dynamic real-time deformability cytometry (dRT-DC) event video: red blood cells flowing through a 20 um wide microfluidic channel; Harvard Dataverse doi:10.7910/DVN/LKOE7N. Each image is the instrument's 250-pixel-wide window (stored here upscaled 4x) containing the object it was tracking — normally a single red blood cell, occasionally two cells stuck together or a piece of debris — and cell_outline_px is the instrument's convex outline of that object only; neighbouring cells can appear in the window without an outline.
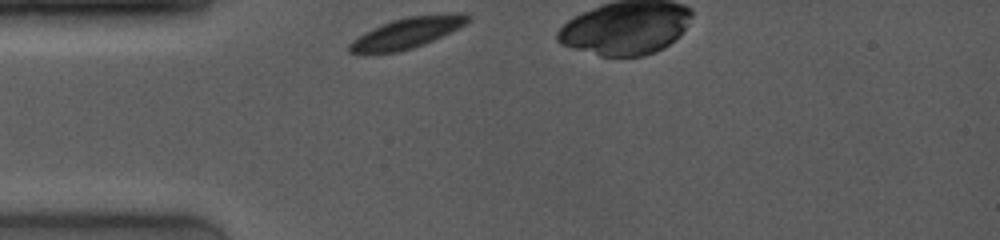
{"species": "common noctule bat (a hibernating species)", "species_latin": "Nyctalus noctula", "temperature_condition": "room temperature", "stored_images_in_passage": 11, "camera_frame_rate_fps": 4000, "um_per_image_px": 0.085, "animal": {"sex": "female", "body_mass_g": 19.0, "forearm_length_mm": 53.3}, "frame": {"image": 1, "passage_image": 1, "time_ms": 0.0, "image_size_px": [1000, 240], "cell_outline_px": [[468, 20], [464, 24], [432, 40], [412, 48], [396, 52], [348, 52], [348, 44], [352, 40], [364, 32], [372, 28], [392, 20], [408, 16], [452, 12], [464, 12], [468, 16]], "centroid_in_image_um": [34.57, 2.76], "position_along_channel_um": 50.4, "area_um2": 20.69}}